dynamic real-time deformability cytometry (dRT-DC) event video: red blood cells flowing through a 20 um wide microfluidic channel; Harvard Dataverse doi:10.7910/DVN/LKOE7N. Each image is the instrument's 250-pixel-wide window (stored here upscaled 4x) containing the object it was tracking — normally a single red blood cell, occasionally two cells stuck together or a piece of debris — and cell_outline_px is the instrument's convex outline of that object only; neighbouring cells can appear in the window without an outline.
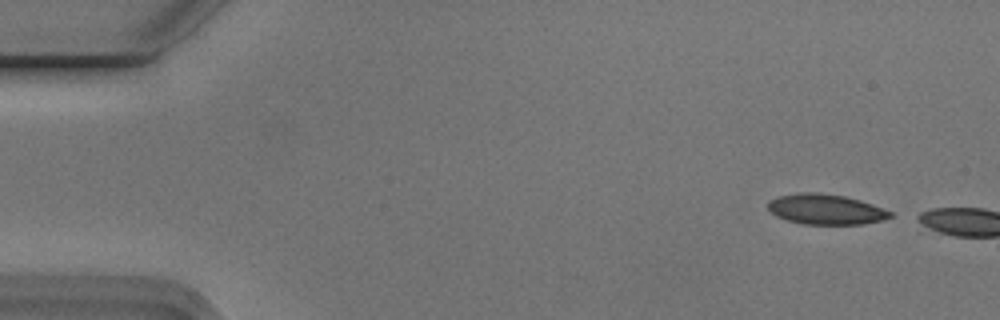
{"species": "Egyptian fruit bat (a non-hibernating species)", "species_latin": "Rousettus aegyptiacus", "temperature_condition": "cold", "stored_images_in_passage": 3, "camera_frame_rate_fps": 3000, "um_per_image_px": 0.085, "animal": {"sex": "male"}, "frame": {"image": 1, "passage_image": 1, "time_ms": 0.0, "image_size_px": [1000, 320], "cell_outline_px": [[896, 216], [864, 224], [800, 224], [776, 216], [768, 208], [768, 200], [780, 196], [800, 192], [816, 192], [844, 196], [860, 200], [872, 204], [892, 212]], "centroid_in_image_um": [70.2, 17.79], "position_along_channel_um": 14.8, "area_um2": 21.56}}